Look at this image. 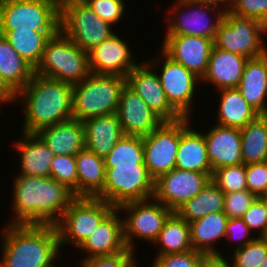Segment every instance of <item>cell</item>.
Masks as SVG:
<instances>
[{"label": "cell", "instance_id": "cell-1", "mask_svg": "<svg viewBox=\"0 0 267 267\" xmlns=\"http://www.w3.org/2000/svg\"><path fill=\"white\" fill-rule=\"evenodd\" d=\"M12 183L14 214L7 224L55 225L76 198L51 177L16 175Z\"/></svg>", "mask_w": 267, "mask_h": 267}, {"label": "cell", "instance_id": "cell-2", "mask_svg": "<svg viewBox=\"0 0 267 267\" xmlns=\"http://www.w3.org/2000/svg\"><path fill=\"white\" fill-rule=\"evenodd\" d=\"M0 231V267H51L62 252L58 231L49 224H6ZM55 262V263H54Z\"/></svg>", "mask_w": 267, "mask_h": 267}, {"label": "cell", "instance_id": "cell-3", "mask_svg": "<svg viewBox=\"0 0 267 267\" xmlns=\"http://www.w3.org/2000/svg\"><path fill=\"white\" fill-rule=\"evenodd\" d=\"M22 103L24 123L21 131L37 133L40 129L73 118V85L34 73L29 83L15 95ZM20 100V102H19Z\"/></svg>", "mask_w": 267, "mask_h": 267}, {"label": "cell", "instance_id": "cell-4", "mask_svg": "<svg viewBox=\"0 0 267 267\" xmlns=\"http://www.w3.org/2000/svg\"><path fill=\"white\" fill-rule=\"evenodd\" d=\"M126 84V77L93 73L74 84L73 119L83 122L92 117L115 114Z\"/></svg>", "mask_w": 267, "mask_h": 267}, {"label": "cell", "instance_id": "cell-5", "mask_svg": "<svg viewBox=\"0 0 267 267\" xmlns=\"http://www.w3.org/2000/svg\"><path fill=\"white\" fill-rule=\"evenodd\" d=\"M35 73L71 85L80 83L92 74L89 53L59 31L47 41Z\"/></svg>", "mask_w": 267, "mask_h": 267}, {"label": "cell", "instance_id": "cell-6", "mask_svg": "<svg viewBox=\"0 0 267 267\" xmlns=\"http://www.w3.org/2000/svg\"><path fill=\"white\" fill-rule=\"evenodd\" d=\"M60 31L55 0H0V31Z\"/></svg>", "mask_w": 267, "mask_h": 267}, {"label": "cell", "instance_id": "cell-7", "mask_svg": "<svg viewBox=\"0 0 267 267\" xmlns=\"http://www.w3.org/2000/svg\"><path fill=\"white\" fill-rule=\"evenodd\" d=\"M111 27L83 0L60 4V31L86 52L112 36L116 31Z\"/></svg>", "mask_w": 267, "mask_h": 267}, {"label": "cell", "instance_id": "cell-8", "mask_svg": "<svg viewBox=\"0 0 267 267\" xmlns=\"http://www.w3.org/2000/svg\"><path fill=\"white\" fill-rule=\"evenodd\" d=\"M115 209L110 203L96 197H76L55 224L61 248H75Z\"/></svg>", "mask_w": 267, "mask_h": 267}, {"label": "cell", "instance_id": "cell-9", "mask_svg": "<svg viewBox=\"0 0 267 267\" xmlns=\"http://www.w3.org/2000/svg\"><path fill=\"white\" fill-rule=\"evenodd\" d=\"M267 26L256 18L243 17L226 10L219 24L214 45L231 53L249 58L262 56L267 52L263 35L267 37Z\"/></svg>", "mask_w": 267, "mask_h": 267}, {"label": "cell", "instance_id": "cell-10", "mask_svg": "<svg viewBox=\"0 0 267 267\" xmlns=\"http://www.w3.org/2000/svg\"><path fill=\"white\" fill-rule=\"evenodd\" d=\"M175 1L171 5L172 8L167 12L172 17H165L167 18V32L165 35H190L215 40L219 24L223 21L226 13L224 8L195 0ZM207 14H210V17ZM212 16L215 17L212 19Z\"/></svg>", "mask_w": 267, "mask_h": 267}, {"label": "cell", "instance_id": "cell-11", "mask_svg": "<svg viewBox=\"0 0 267 267\" xmlns=\"http://www.w3.org/2000/svg\"><path fill=\"white\" fill-rule=\"evenodd\" d=\"M105 184L96 196L110 203L115 208L132 201L153 198L154 179L146 165L114 166L105 168Z\"/></svg>", "mask_w": 267, "mask_h": 267}, {"label": "cell", "instance_id": "cell-12", "mask_svg": "<svg viewBox=\"0 0 267 267\" xmlns=\"http://www.w3.org/2000/svg\"><path fill=\"white\" fill-rule=\"evenodd\" d=\"M159 54L158 57L153 56L146 62L153 70L159 71L160 69L161 73L157 72V75L170 105L182 117L190 118L192 108H194L192 105L195 97L193 96L197 94L196 88L200 85L201 78L180 63L173 61L161 49H159Z\"/></svg>", "mask_w": 267, "mask_h": 267}, {"label": "cell", "instance_id": "cell-13", "mask_svg": "<svg viewBox=\"0 0 267 267\" xmlns=\"http://www.w3.org/2000/svg\"><path fill=\"white\" fill-rule=\"evenodd\" d=\"M126 213L123 218L124 241L128 249L135 251V239L153 243L168 217L173 213L154 198L124 203L117 208Z\"/></svg>", "mask_w": 267, "mask_h": 267}, {"label": "cell", "instance_id": "cell-14", "mask_svg": "<svg viewBox=\"0 0 267 267\" xmlns=\"http://www.w3.org/2000/svg\"><path fill=\"white\" fill-rule=\"evenodd\" d=\"M189 119L191 118L181 117L173 121H162L155 130L142 137L144 164L154 180L175 168L180 128Z\"/></svg>", "mask_w": 267, "mask_h": 267}, {"label": "cell", "instance_id": "cell-15", "mask_svg": "<svg viewBox=\"0 0 267 267\" xmlns=\"http://www.w3.org/2000/svg\"><path fill=\"white\" fill-rule=\"evenodd\" d=\"M211 180L207 173L174 168L154 181L153 198L172 212L195 197Z\"/></svg>", "mask_w": 267, "mask_h": 267}, {"label": "cell", "instance_id": "cell-16", "mask_svg": "<svg viewBox=\"0 0 267 267\" xmlns=\"http://www.w3.org/2000/svg\"><path fill=\"white\" fill-rule=\"evenodd\" d=\"M161 50L173 61L203 78L208 69L214 40L190 35H165Z\"/></svg>", "mask_w": 267, "mask_h": 267}, {"label": "cell", "instance_id": "cell-17", "mask_svg": "<svg viewBox=\"0 0 267 267\" xmlns=\"http://www.w3.org/2000/svg\"><path fill=\"white\" fill-rule=\"evenodd\" d=\"M126 79L127 85L163 121H173L182 117L168 102L157 70L153 71V68L146 61L139 63L132 69Z\"/></svg>", "mask_w": 267, "mask_h": 267}, {"label": "cell", "instance_id": "cell-18", "mask_svg": "<svg viewBox=\"0 0 267 267\" xmlns=\"http://www.w3.org/2000/svg\"><path fill=\"white\" fill-rule=\"evenodd\" d=\"M88 53L90 69L93 74L126 77L139 64L134 60L136 57H134L128 41H124L116 32Z\"/></svg>", "mask_w": 267, "mask_h": 267}, {"label": "cell", "instance_id": "cell-19", "mask_svg": "<svg viewBox=\"0 0 267 267\" xmlns=\"http://www.w3.org/2000/svg\"><path fill=\"white\" fill-rule=\"evenodd\" d=\"M120 213L115 208L78 247L83 254L85 253L82 260L96 256H111L127 249L123 216L119 215Z\"/></svg>", "mask_w": 267, "mask_h": 267}, {"label": "cell", "instance_id": "cell-20", "mask_svg": "<svg viewBox=\"0 0 267 267\" xmlns=\"http://www.w3.org/2000/svg\"><path fill=\"white\" fill-rule=\"evenodd\" d=\"M117 117L125 135L144 137L163 121L127 84L122 90Z\"/></svg>", "mask_w": 267, "mask_h": 267}, {"label": "cell", "instance_id": "cell-21", "mask_svg": "<svg viewBox=\"0 0 267 267\" xmlns=\"http://www.w3.org/2000/svg\"><path fill=\"white\" fill-rule=\"evenodd\" d=\"M215 125L204 134L212 171L221 167L243 164L240 129Z\"/></svg>", "mask_w": 267, "mask_h": 267}, {"label": "cell", "instance_id": "cell-22", "mask_svg": "<svg viewBox=\"0 0 267 267\" xmlns=\"http://www.w3.org/2000/svg\"><path fill=\"white\" fill-rule=\"evenodd\" d=\"M248 58L213 46L208 69L201 79L203 83H212L216 90L238 88Z\"/></svg>", "mask_w": 267, "mask_h": 267}, {"label": "cell", "instance_id": "cell-23", "mask_svg": "<svg viewBox=\"0 0 267 267\" xmlns=\"http://www.w3.org/2000/svg\"><path fill=\"white\" fill-rule=\"evenodd\" d=\"M190 119L180 128V143L177 151L175 168L212 176L204 133L190 127Z\"/></svg>", "mask_w": 267, "mask_h": 267}, {"label": "cell", "instance_id": "cell-24", "mask_svg": "<svg viewBox=\"0 0 267 267\" xmlns=\"http://www.w3.org/2000/svg\"><path fill=\"white\" fill-rule=\"evenodd\" d=\"M36 134L54 155L75 156L85 148L84 125L77 119L44 127Z\"/></svg>", "mask_w": 267, "mask_h": 267}, {"label": "cell", "instance_id": "cell-25", "mask_svg": "<svg viewBox=\"0 0 267 267\" xmlns=\"http://www.w3.org/2000/svg\"><path fill=\"white\" fill-rule=\"evenodd\" d=\"M22 139L14 144L19 154L20 171L17 175L50 177L53 152L36 133H21Z\"/></svg>", "mask_w": 267, "mask_h": 267}, {"label": "cell", "instance_id": "cell-26", "mask_svg": "<svg viewBox=\"0 0 267 267\" xmlns=\"http://www.w3.org/2000/svg\"><path fill=\"white\" fill-rule=\"evenodd\" d=\"M83 125L85 148L101 158L125 135L116 113L86 119Z\"/></svg>", "mask_w": 267, "mask_h": 267}, {"label": "cell", "instance_id": "cell-27", "mask_svg": "<svg viewBox=\"0 0 267 267\" xmlns=\"http://www.w3.org/2000/svg\"><path fill=\"white\" fill-rule=\"evenodd\" d=\"M247 103L262 115L267 108V52L249 58L238 86Z\"/></svg>", "mask_w": 267, "mask_h": 267}, {"label": "cell", "instance_id": "cell-28", "mask_svg": "<svg viewBox=\"0 0 267 267\" xmlns=\"http://www.w3.org/2000/svg\"><path fill=\"white\" fill-rule=\"evenodd\" d=\"M229 218L224 212L207 214L205 217L189 223L190 240L193 250L206 256H224L221 250L214 247L219 240L225 238Z\"/></svg>", "mask_w": 267, "mask_h": 267}, {"label": "cell", "instance_id": "cell-29", "mask_svg": "<svg viewBox=\"0 0 267 267\" xmlns=\"http://www.w3.org/2000/svg\"><path fill=\"white\" fill-rule=\"evenodd\" d=\"M218 91L221 96L215 124L241 129L260 115L247 103L238 88Z\"/></svg>", "mask_w": 267, "mask_h": 267}, {"label": "cell", "instance_id": "cell-30", "mask_svg": "<svg viewBox=\"0 0 267 267\" xmlns=\"http://www.w3.org/2000/svg\"><path fill=\"white\" fill-rule=\"evenodd\" d=\"M35 69L0 34V78L16 95L32 79Z\"/></svg>", "mask_w": 267, "mask_h": 267}, {"label": "cell", "instance_id": "cell-31", "mask_svg": "<svg viewBox=\"0 0 267 267\" xmlns=\"http://www.w3.org/2000/svg\"><path fill=\"white\" fill-rule=\"evenodd\" d=\"M78 176V197H96L104 188V159L84 148L75 155Z\"/></svg>", "mask_w": 267, "mask_h": 267}, {"label": "cell", "instance_id": "cell-32", "mask_svg": "<svg viewBox=\"0 0 267 267\" xmlns=\"http://www.w3.org/2000/svg\"><path fill=\"white\" fill-rule=\"evenodd\" d=\"M59 31H0L13 49L34 69L39 65L47 41Z\"/></svg>", "mask_w": 267, "mask_h": 267}, {"label": "cell", "instance_id": "cell-33", "mask_svg": "<svg viewBox=\"0 0 267 267\" xmlns=\"http://www.w3.org/2000/svg\"><path fill=\"white\" fill-rule=\"evenodd\" d=\"M158 252L155 256L184 253L193 250L190 240V226L176 212L166 220L157 239L153 242Z\"/></svg>", "mask_w": 267, "mask_h": 267}, {"label": "cell", "instance_id": "cell-34", "mask_svg": "<svg viewBox=\"0 0 267 267\" xmlns=\"http://www.w3.org/2000/svg\"><path fill=\"white\" fill-rule=\"evenodd\" d=\"M224 193L210 180L192 199L182 205L176 213L187 223L205 217L207 214L223 212Z\"/></svg>", "mask_w": 267, "mask_h": 267}, {"label": "cell", "instance_id": "cell-35", "mask_svg": "<svg viewBox=\"0 0 267 267\" xmlns=\"http://www.w3.org/2000/svg\"><path fill=\"white\" fill-rule=\"evenodd\" d=\"M243 164L264 162L267 157V120L259 115L240 129Z\"/></svg>", "mask_w": 267, "mask_h": 267}, {"label": "cell", "instance_id": "cell-36", "mask_svg": "<svg viewBox=\"0 0 267 267\" xmlns=\"http://www.w3.org/2000/svg\"><path fill=\"white\" fill-rule=\"evenodd\" d=\"M103 159L105 168L145 165L142 137L124 135Z\"/></svg>", "mask_w": 267, "mask_h": 267}, {"label": "cell", "instance_id": "cell-37", "mask_svg": "<svg viewBox=\"0 0 267 267\" xmlns=\"http://www.w3.org/2000/svg\"><path fill=\"white\" fill-rule=\"evenodd\" d=\"M211 180L224 194L247 190L246 165L239 164L215 169Z\"/></svg>", "mask_w": 267, "mask_h": 267}, {"label": "cell", "instance_id": "cell-38", "mask_svg": "<svg viewBox=\"0 0 267 267\" xmlns=\"http://www.w3.org/2000/svg\"><path fill=\"white\" fill-rule=\"evenodd\" d=\"M232 252L230 256L232 267H260L267 256V237H256Z\"/></svg>", "mask_w": 267, "mask_h": 267}, {"label": "cell", "instance_id": "cell-39", "mask_svg": "<svg viewBox=\"0 0 267 267\" xmlns=\"http://www.w3.org/2000/svg\"><path fill=\"white\" fill-rule=\"evenodd\" d=\"M50 177L65 185L78 197V176L75 156L55 155L51 162Z\"/></svg>", "mask_w": 267, "mask_h": 267}, {"label": "cell", "instance_id": "cell-40", "mask_svg": "<svg viewBox=\"0 0 267 267\" xmlns=\"http://www.w3.org/2000/svg\"><path fill=\"white\" fill-rule=\"evenodd\" d=\"M102 20L112 26L120 22L125 15L124 0H83Z\"/></svg>", "mask_w": 267, "mask_h": 267}, {"label": "cell", "instance_id": "cell-41", "mask_svg": "<svg viewBox=\"0 0 267 267\" xmlns=\"http://www.w3.org/2000/svg\"><path fill=\"white\" fill-rule=\"evenodd\" d=\"M258 197L248 190L224 194L223 212L229 219L241 218Z\"/></svg>", "mask_w": 267, "mask_h": 267}, {"label": "cell", "instance_id": "cell-42", "mask_svg": "<svg viewBox=\"0 0 267 267\" xmlns=\"http://www.w3.org/2000/svg\"><path fill=\"white\" fill-rule=\"evenodd\" d=\"M134 253L136 251L126 249L111 256H96L86 260H80L79 267H138Z\"/></svg>", "mask_w": 267, "mask_h": 267}, {"label": "cell", "instance_id": "cell-43", "mask_svg": "<svg viewBox=\"0 0 267 267\" xmlns=\"http://www.w3.org/2000/svg\"><path fill=\"white\" fill-rule=\"evenodd\" d=\"M205 256L202 252L195 250L155 256L151 267H199Z\"/></svg>", "mask_w": 267, "mask_h": 267}, {"label": "cell", "instance_id": "cell-44", "mask_svg": "<svg viewBox=\"0 0 267 267\" xmlns=\"http://www.w3.org/2000/svg\"><path fill=\"white\" fill-rule=\"evenodd\" d=\"M256 237H267V216L265 211V197H258L241 217Z\"/></svg>", "mask_w": 267, "mask_h": 267}, {"label": "cell", "instance_id": "cell-45", "mask_svg": "<svg viewBox=\"0 0 267 267\" xmlns=\"http://www.w3.org/2000/svg\"><path fill=\"white\" fill-rule=\"evenodd\" d=\"M228 11L239 16L256 18L267 26V0H236Z\"/></svg>", "mask_w": 267, "mask_h": 267}, {"label": "cell", "instance_id": "cell-46", "mask_svg": "<svg viewBox=\"0 0 267 267\" xmlns=\"http://www.w3.org/2000/svg\"><path fill=\"white\" fill-rule=\"evenodd\" d=\"M247 190L257 197L267 193V167L264 162L246 165Z\"/></svg>", "mask_w": 267, "mask_h": 267}, {"label": "cell", "instance_id": "cell-47", "mask_svg": "<svg viewBox=\"0 0 267 267\" xmlns=\"http://www.w3.org/2000/svg\"><path fill=\"white\" fill-rule=\"evenodd\" d=\"M252 232L245 224L242 218H232L227 222L225 238L236 241L234 250L243 247L249 242L253 241L256 237H252ZM250 235V236H249ZM246 239V240H245ZM237 245V246H236Z\"/></svg>", "mask_w": 267, "mask_h": 267}, {"label": "cell", "instance_id": "cell-48", "mask_svg": "<svg viewBox=\"0 0 267 267\" xmlns=\"http://www.w3.org/2000/svg\"><path fill=\"white\" fill-rule=\"evenodd\" d=\"M227 258V259H226ZM230 257L218 256V255H210L205 256L199 267H232L231 262H229Z\"/></svg>", "mask_w": 267, "mask_h": 267}, {"label": "cell", "instance_id": "cell-49", "mask_svg": "<svg viewBox=\"0 0 267 267\" xmlns=\"http://www.w3.org/2000/svg\"><path fill=\"white\" fill-rule=\"evenodd\" d=\"M13 102H16L15 94L4 84L0 78V107L2 103L6 105L7 103L13 104Z\"/></svg>", "mask_w": 267, "mask_h": 267}, {"label": "cell", "instance_id": "cell-50", "mask_svg": "<svg viewBox=\"0 0 267 267\" xmlns=\"http://www.w3.org/2000/svg\"><path fill=\"white\" fill-rule=\"evenodd\" d=\"M195 1L215 4L224 8L225 10H228L236 0H195Z\"/></svg>", "mask_w": 267, "mask_h": 267}, {"label": "cell", "instance_id": "cell-51", "mask_svg": "<svg viewBox=\"0 0 267 267\" xmlns=\"http://www.w3.org/2000/svg\"><path fill=\"white\" fill-rule=\"evenodd\" d=\"M260 267H267V256L263 260V262L260 264Z\"/></svg>", "mask_w": 267, "mask_h": 267}, {"label": "cell", "instance_id": "cell-52", "mask_svg": "<svg viewBox=\"0 0 267 267\" xmlns=\"http://www.w3.org/2000/svg\"><path fill=\"white\" fill-rule=\"evenodd\" d=\"M262 116L267 120V108H266L265 112L262 114Z\"/></svg>", "mask_w": 267, "mask_h": 267}, {"label": "cell", "instance_id": "cell-53", "mask_svg": "<svg viewBox=\"0 0 267 267\" xmlns=\"http://www.w3.org/2000/svg\"><path fill=\"white\" fill-rule=\"evenodd\" d=\"M265 211H266V216H267V199L265 198Z\"/></svg>", "mask_w": 267, "mask_h": 267}, {"label": "cell", "instance_id": "cell-54", "mask_svg": "<svg viewBox=\"0 0 267 267\" xmlns=\"http://www.w3.org/2000/svg\"><path fill=\"white\" fill-rule=\"evenodd\" d=\"M55 1L61 4L62 2L67 1V0H55Z\"/></svg>", "mask_w": 267, "mask_h": 267}, {"label": "cell", "instance_id": "cell-55", "mask_svg": "<svg viewBox=\"0 0 267 267\" xmlns=\"http://www.w3.org/2000/svg\"><path fill=\"white\" fill-rule=\"evenodd\" d=\"M264 163H265V165H266V167H267V157H266V159H265Z\"/></svg>", "mask_w": 267, "mask_h": 267}]
</instances>
